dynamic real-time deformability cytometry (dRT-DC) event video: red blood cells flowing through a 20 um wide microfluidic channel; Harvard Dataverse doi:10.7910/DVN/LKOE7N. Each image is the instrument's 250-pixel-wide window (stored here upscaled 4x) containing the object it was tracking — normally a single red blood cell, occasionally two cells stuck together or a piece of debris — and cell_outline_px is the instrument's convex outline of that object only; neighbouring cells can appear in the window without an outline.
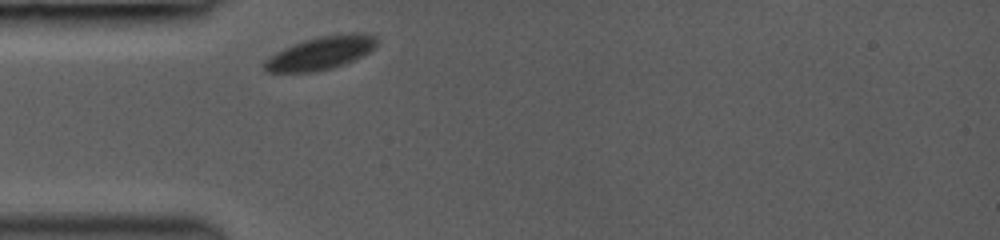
{"species": "common noctule bat (a hibernating species)", "species_latin": "Nyctalus noctula", "temperature_condition": "room temperature", "stored_images_in_passage": 47, "camera_frame_rate_fps": 3000, "um_per_image_px": 0.085, "animal": {"sex": "female", "body_mass_g": 19.0, "forearm_length_mm": 53.3}, "frame": {"image": 1, "passage_image": 1, "time_ms": 0.0, "image_size_px": [1000, 240], "cell_outline_px": [[376, 44], [368, 52], [344, 64], [332, 68], [316, 72], [268, 72], [264, 68], [264, 60], [268, 56], [284, 48], [304, 40], [320, 36], [352, 32], [356, 32], [376, 36]], "centroid_in_image_um": [27.22, 4.51], "position_along_channel_um": 57.8, "area_um2": 21.5}}
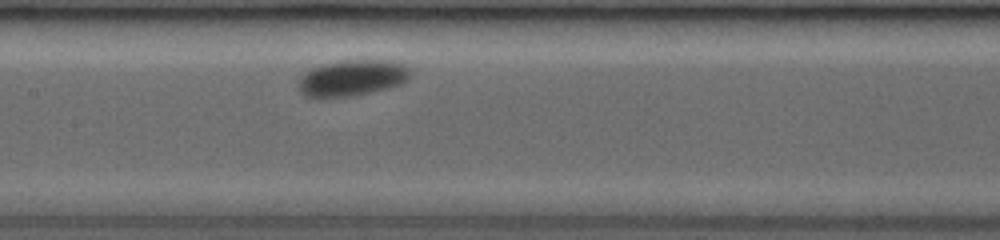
{"frame": {"image": 2, "passage_image": 19, "time_ms": 3.333, "image_size_px": [1000, 240], "cell_outline_px": [[412, 68], [408, 80], [400, 84], [388, 88], [352, 96], [316, 100], [304, 96], [296, 88], [296, 80], [300, 76], [312, 68], [320, 64], [344, 60], [384, 60], [404, 64]], "centroid_in_image_um": [29.84, 6.66], "position_along_channel_um": 177.6, "area_um2": 24.39}}
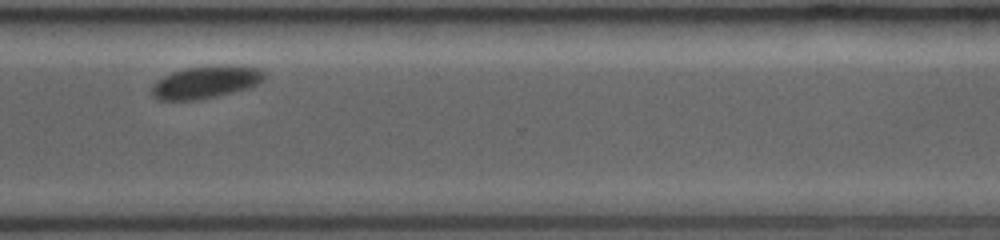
{"frame": {"image": 3, "passage_image": 46, "time_ms": 8.0, "image_size_px": [1000, 240], "cell_outline_px": [[268, 76], [264, 80], [252, 88], [216, 96], [196, 100], [156, 100], [152, 96], [152, 88], [164, 76], [172, 72], [184, 68], [228, 64], [256, 68], [264, 72]], "centroid_in_image_um": [17.56, 6.98], "position_along_channel_um": 353.0, "area_um2": 21.39}}